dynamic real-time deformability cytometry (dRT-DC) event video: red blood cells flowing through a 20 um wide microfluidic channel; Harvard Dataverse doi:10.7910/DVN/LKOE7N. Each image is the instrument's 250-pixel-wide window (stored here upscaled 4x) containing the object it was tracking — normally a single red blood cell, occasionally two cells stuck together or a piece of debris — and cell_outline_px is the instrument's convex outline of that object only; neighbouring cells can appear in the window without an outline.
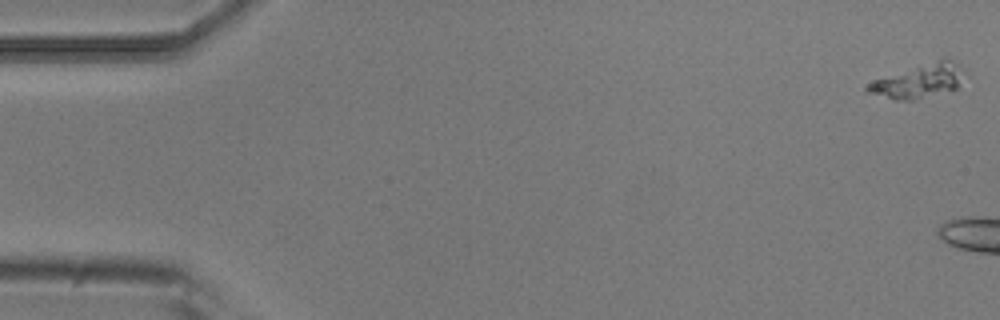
{"species": "common noctule bat (a hibernating species)", "species_latin": "Nyctalus noctula", "temperature_condition": "room temperature", "stored_images_in_passage": 8, "camera_frame_rate_fps": 3000, "um_per_image_px": 0.085, "animal": {"sex": "male", "body_mass_g": 20.5, "forearm_length_mm": 52.5}, "frame": {"image": 1, "passage_image": 1, "time_ms": 0.0, "image_size_px": [1000, 320], "cell_outline_px": [[964, 68], [956, 88], [912, 100], [896, 100], [864, 92], [864, 88], [872, 80], [944, 56], [952, 60]], "centroid_in_image_um": [78.03, 6.85], "position_along_channel_um": 7.0, "area_um2": 19.02}}